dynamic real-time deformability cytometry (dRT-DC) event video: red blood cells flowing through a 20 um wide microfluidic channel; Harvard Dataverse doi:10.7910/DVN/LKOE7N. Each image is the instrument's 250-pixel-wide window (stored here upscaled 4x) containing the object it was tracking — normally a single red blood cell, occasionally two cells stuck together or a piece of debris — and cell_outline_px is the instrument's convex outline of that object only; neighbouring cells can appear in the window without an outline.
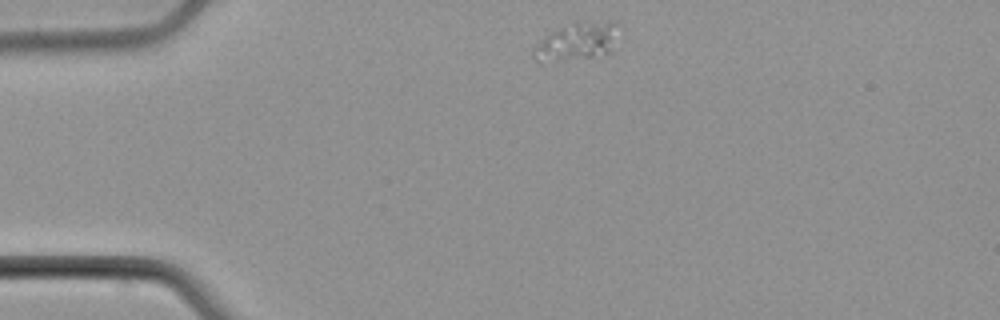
{"species": "common noctule bat (a hibernating species)", "species_latin": "Nyctalus noctula", "temperature_condition": "cold", "stored_images_in_passage": 3, "camera_frame_rate_fps": 3000, "um_per_image_px": 0.085, "animal": {"sex": "male", "body_mass_g": 21.5, "forearm_length_mm": 52.0}, "frame": {"image": 1, "passage_image": 1, "time_ms": 0.0, "image_size_px": [1000, 320], "cell_outline_px": [[620, 24], [612, 52], [592, 56], [564, 60], [536, 60], [532, 56], [532, 48], [544, 36], [576, 20], [616, 20]], "centroid_in_image_um": [49.12, 3.45], "position_along_channel_um": 35.9, "area_um2": 19.02}}